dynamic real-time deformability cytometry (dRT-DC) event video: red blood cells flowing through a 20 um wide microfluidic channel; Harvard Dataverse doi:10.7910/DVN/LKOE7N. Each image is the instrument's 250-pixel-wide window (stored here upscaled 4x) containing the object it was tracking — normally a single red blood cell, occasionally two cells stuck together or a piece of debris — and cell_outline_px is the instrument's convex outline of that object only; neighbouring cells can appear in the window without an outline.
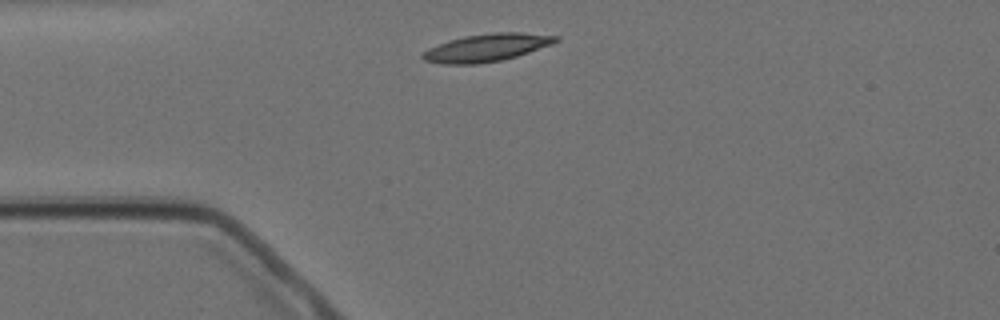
{"species": "Egyptian fruit bat (a non-hibernating species)", "species_latin": "Rousettus aegyptiacus", "temperature_condition": "cold", "stored_images_in_passage": 2, "camera_frame_rate_fps": 3000, "um_per_image_px": 0.085, "animal": {"sex": "female"}, "frame": {"image": 1, "passage_image": 1, "time_ms": 0.0, "image_size_px": [1000, 320], "cell_outline_px": [[560, 40], [552, 44], [516, 56], [500, 60], [476, 64], [444, 64], [424, 60], [420, 56], [428, 48], [448, 40], [464, 36], [492, 32], [520, 32], [560, 36]], "centroid_in_image_um": [41.37, 4.04], "position_along_channel_um": 43.6, "area_um2": 21.39}}
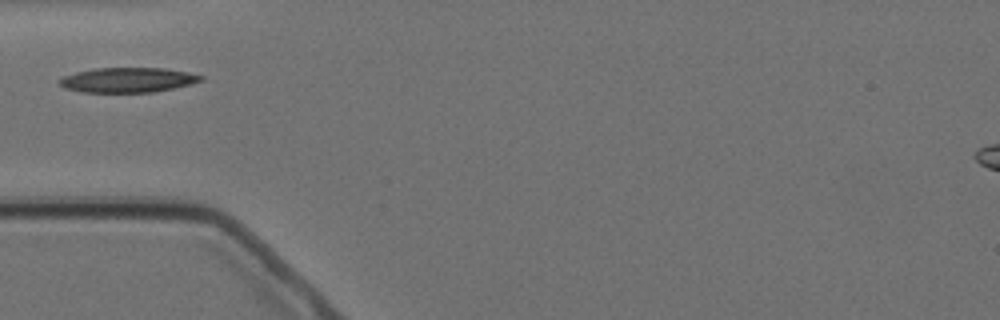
{"frame": {"image": 2, "passage_image": 2, "time_ms": 1.333, "image_size_px": [1000, 320], "cell_outline_px": [[204, 80], [172, 88], [152, 92], [80, 92], [64, 88], [56, 84], [56, 80], [64, 76], [76, 72], [92, 68], [164, 68], [188, 72], [204, 76]], "centroid_in_image_um": [10.78, 6.79], "position_along_channel_um": 74.2, "area_um2": 20.58}}